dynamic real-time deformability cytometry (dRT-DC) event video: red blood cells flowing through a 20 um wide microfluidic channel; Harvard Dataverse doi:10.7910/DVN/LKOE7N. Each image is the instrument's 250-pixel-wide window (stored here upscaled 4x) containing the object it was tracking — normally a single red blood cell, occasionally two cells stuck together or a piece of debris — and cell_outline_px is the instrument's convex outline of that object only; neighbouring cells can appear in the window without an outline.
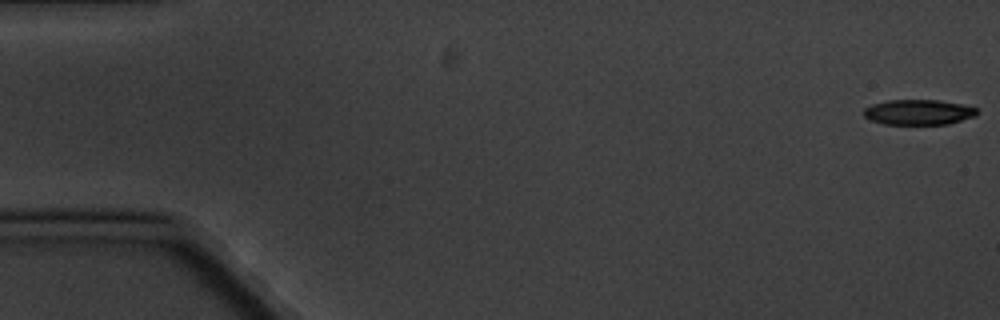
{"species": "common noctule bat (a hibernating species)", "species_latin": "Nyctalus noctula", "temperature_condition": "cold", "stored_images_in_passage": 8, "camera_frame_rate_fps": 3000, "um_per_image_px": 0.085, "animal": {"sex": "male", "body_mass_g": 20.1, "forearm_length_mm": 53.5}, "frame": {"image": 1, "passage_image": 1, "time_ms": 0.0, "image_size_px": [1000, 320], "cell_outline_px": [[976, 116], [948, 124], [884, 124], [872, 120], [864, 116], [864, 108], [872, 104], [888, 100], [940, 100], [960, 104], [976, 108]], "centroid_in_image_um": [78.06, 9.53], "position_along_channel_um": 6.9, "area_um2": 16.53}}
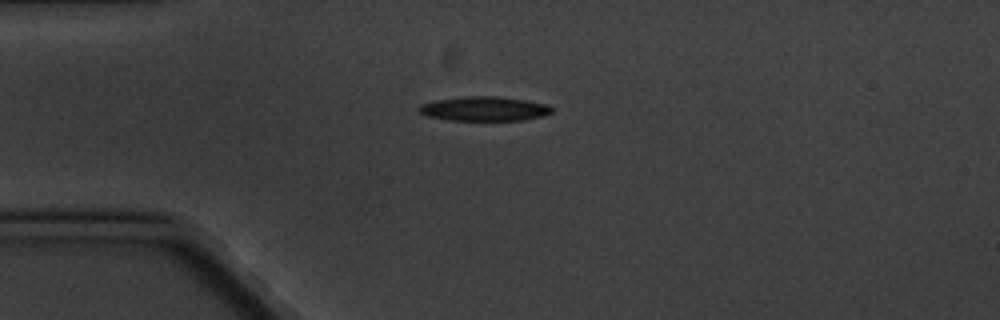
{"frame": {"image": 2, "passage_image": 5, "time_ms": 4.667, "image_size_px": [1000, 320], "cell_outline_px": [[552, 112], [544, 116], [524, 120], [448, 120], [428, 116], [420, 112], [420, 104], [436, 100], [464, 96], [496, 96], [524, 100], [548, 104], [552, 108]], "centroid_in_image_um": [41.19, 9.24], "position_along_channel_um": 43.8, "area_um2": 18.79}}